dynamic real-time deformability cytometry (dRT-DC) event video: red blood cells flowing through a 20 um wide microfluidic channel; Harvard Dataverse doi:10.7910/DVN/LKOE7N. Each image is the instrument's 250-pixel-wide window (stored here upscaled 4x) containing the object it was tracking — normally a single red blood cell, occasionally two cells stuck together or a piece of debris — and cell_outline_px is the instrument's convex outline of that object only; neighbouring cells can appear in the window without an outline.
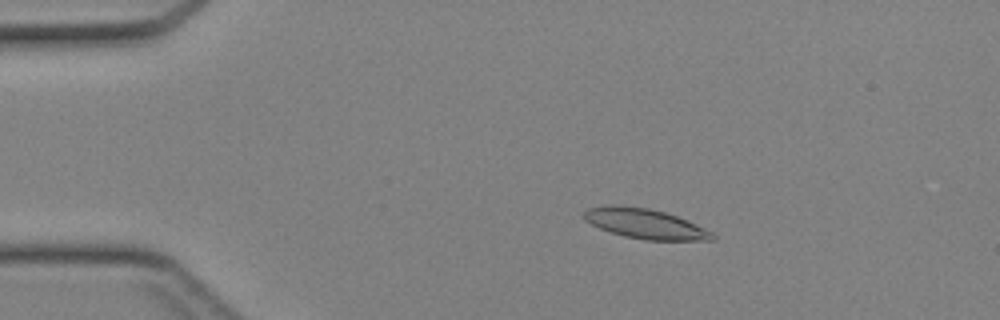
{"species": "Egyptian fruit bat (a non-hibernating species)", "species_latin": "Rousettus aegyptiacus", "temperature_condition": "cold", "stored_images_in_passage": 41, "camera_frame_rate_fps": 3000, "um_per_image_px": 0.085, "animal": {"sex": "female"}, "frame": {"image": 1, "passage_image": 5, "time_ms": 1.333, "image_size_px": [1000, 320], "cell_outline_px": [[716, 240], [644, 240], [624, 236], [600, 228], [584, 220], [584, 212], [588, 208], [604, 204], [620, 204], [648, 208], [664, 212], [676, 216], [704, 228], [712, 232], [716, 236]], "centroid_in_image_um": [54.8, 19.0], "position_along_channel_um": 30.2, "area_um2": 22.43}}
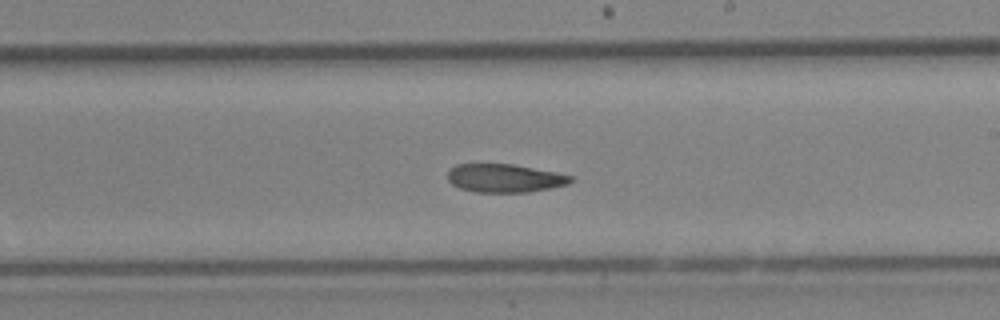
{"frame": {"image": 2, "passage_image": 23, "time_ms": 7.333, "image_size_px": [1000, 320], "cell_outline_px": [[572, 180], [568, 184], [552, 188], [528, 192], [476, 192], [460, 188], [452, 184], [448, 180], [448, 172], [456, 164], [512, 164], [556, 172], [572, 176]], "centroid_in_image_um": [42.9, 15.14], "position_along_channel_um": 246.1, "area_um2": 20.23}}
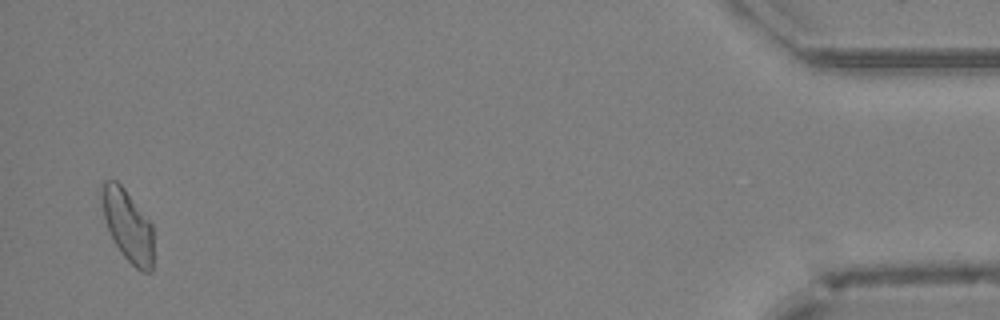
{"frame": {"image": 3, "passage_image": 40, "time_ms": 13.0, "image_size_px": [1000, 320], "cell_outline_px": [[152, 272], [140, 272], [124, 256], [116, 244], [108, 228], [104, 216], [100, 184], [104, 180], [116, 180], [124, 188], [152, 224]], "centroid_in_image_um": [10.86, 19.15], "position_along_channel_um": 424.3, "area_um2": 21.21}}